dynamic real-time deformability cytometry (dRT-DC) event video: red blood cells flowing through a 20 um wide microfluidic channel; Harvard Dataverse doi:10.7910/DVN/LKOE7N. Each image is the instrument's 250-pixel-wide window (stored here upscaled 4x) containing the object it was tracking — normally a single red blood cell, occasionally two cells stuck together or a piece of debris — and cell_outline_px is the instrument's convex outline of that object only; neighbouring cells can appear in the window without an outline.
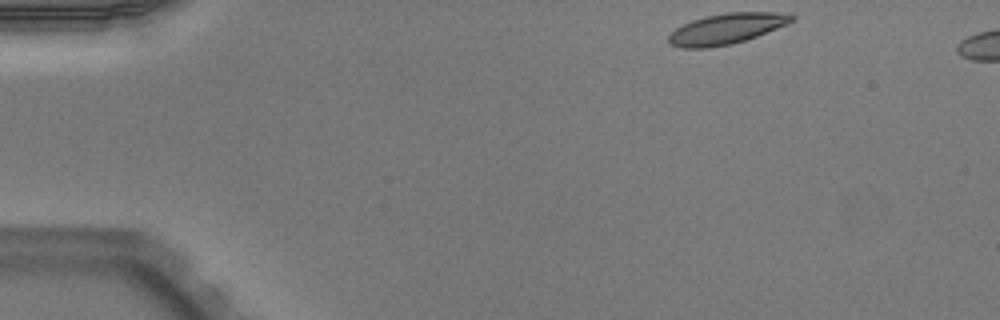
{"species": "Egyptian fruit bat (a non-hibernating species)", "species_latin": "Rousettus aegyptiacus", "temperature_condition": "warm", "stored_images_in_passage": 44, "camera_frame_rate_fps": 3000, "um_per_image_px": 0.085, "animal": {"sex": "male"}, "frame": {"image": 1, "passage_image": 1, "time_ms": 0.0, "image_size_px": [1000, 320], "cell_outline_px": [[796, 16], [788, 24], [756, 36], [732, 44], [708, 48], [680, 48], [668, 44], [668, 36], [676, 28], [692, 20], [708, 16], [728, 12], [788, 12]], "centroid_in_image_um": [61.76, 2.44], "position_along_channel_um": 23.2, "area_um2": 21.96}}
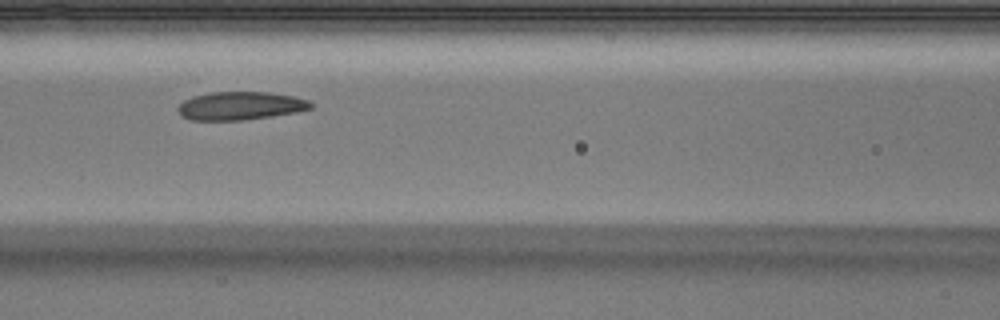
{"frame": {"image": 2, "passage_image": 17, "time_ms": 5.333, "image_size_px": [1000, 320], "cell_outline_px": [[312, 108], [296, 112], [272, 116], [244, 120], [192, 120], [180, 116], [176, 108], [184, 100], [192, 96], [212, 92], [264, 92], [292, 96], [308, 100], [312, 104]], "centroid_in_image_um": [20.38, 9.0], "position_along_channel_um": 146.2, "area_um2": 21.79}}
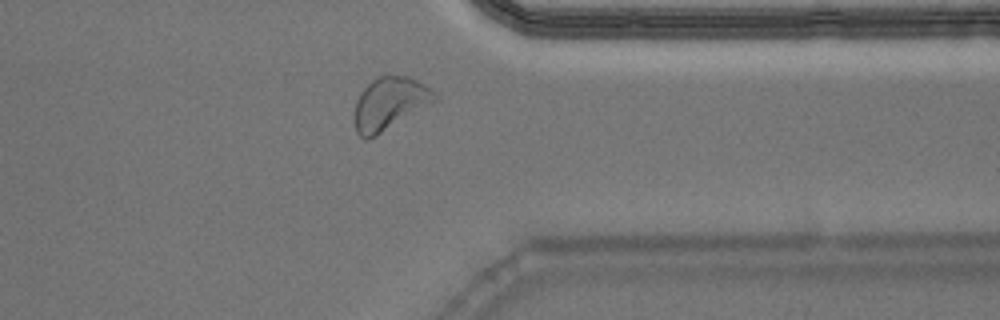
{"frame": {"image": 3, "passage_image": 35, "time_ms": 11.333, "image_size_px": [1000, 320], "cell_outline_px": [[440, 100], [376, 136], [368, 140], [364, 140], [356, 132], [356, 100], [360, 92], [372, 80], [380, 76], [408, 76], [424, 84], [436, 92], [440, 96]], "centroid_in_image_um": [33.18, 8.81], "position_along_channel_um": 378.2, "area_um2": 24.74}}